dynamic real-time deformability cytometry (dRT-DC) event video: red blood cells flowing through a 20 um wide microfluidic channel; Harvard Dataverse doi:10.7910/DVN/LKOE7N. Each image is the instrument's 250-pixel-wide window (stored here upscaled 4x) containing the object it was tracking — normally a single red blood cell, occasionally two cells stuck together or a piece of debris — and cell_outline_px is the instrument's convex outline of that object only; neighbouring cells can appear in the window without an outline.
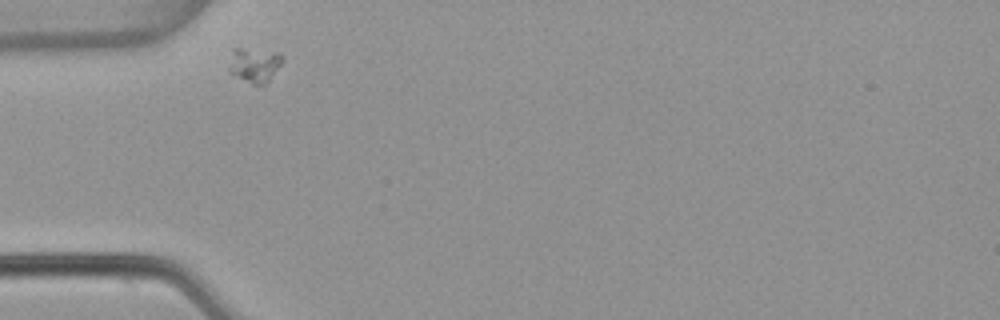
{"species": "common noctule bat (a hibernating species)", "species_latin": "Nyctalus noctula", "temperature_condition": "warm", "stored_images_in_passage": 3, "camera_frame_rate_fps": 3000, "um_per_image_px": 0.085, "animal": {"sex": "female", "body_mass_g": 22.7, "forearm_length_mm": 54.2}, "frame": {"image": 1, "passage_image": 1, "time_ms": 0.0, "image_size_px": [1000, 320], "cell_outline_px": [[284, 60], [268, 80], [264, 84], [252, 84], [228, 72], [228, 68], [232, 48], [244, 48], [280, 52], [284, 56]], "centroid_in_image_um": [21.62, 5.48], "position_along_channel_um": 63.4, "area_um2": 10.87}}
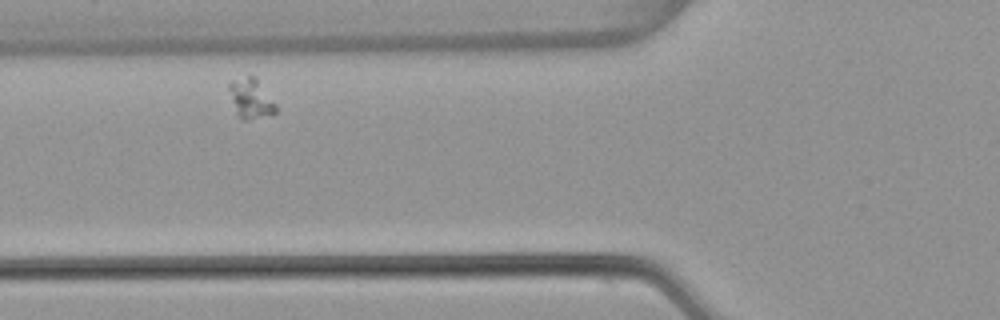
{"frame": {"image": 2, "passage_image": 2, "time_ms": 0.333, "image_size_px": [1000, 320], "cell_outline_px": [[276, 112], [272, 116], [248, 120], [240, 120], [236, 112], [228, 88], [228, 84], [232, 80], [248, 76], [256, 76], [276, 104]], "centroid_in_image_um": [21.34, 8.4], "position_along_channel_um": 104.5, "area_um2": 11.04}}
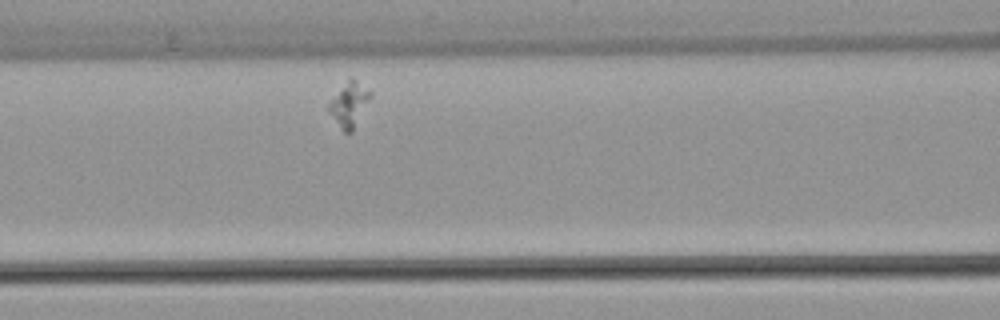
{"frame": {"image": 3, "passage_image": 3, "time_ms": 0.667, "image_size_px": [1000, 320], "cell_outline_px": [[372, 96], [352, 132], [344, 132], [340, 128], [328, 112], [328, 100], [348, 76], [352, 76], [372, 92]], "centroid_in_image_um": [29.66, 8.81], "position_along_channel_um": 136.9, "area_um2": 11.21}}